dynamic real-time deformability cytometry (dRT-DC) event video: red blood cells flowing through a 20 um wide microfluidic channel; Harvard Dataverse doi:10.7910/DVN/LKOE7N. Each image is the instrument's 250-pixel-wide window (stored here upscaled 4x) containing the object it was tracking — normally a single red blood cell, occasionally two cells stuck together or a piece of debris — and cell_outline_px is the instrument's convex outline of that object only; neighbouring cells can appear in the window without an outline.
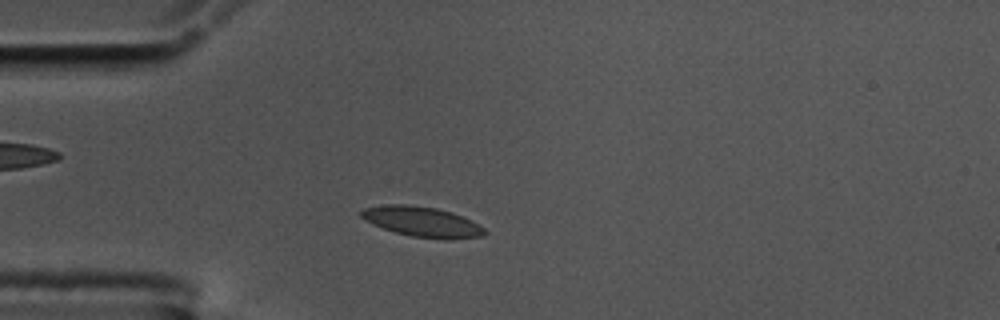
{"species": "common noctule bat (a hibernating species)", "species_latin": "Nyctalus noctula", "temperature_condition": "cold", "stored_images_in_passage": 32, "camera_frame_rate_fps": 3000, "um_per_image_px": 0.085, "animal": {"sex": "male", "body_mass_g": 17.5, "forearm_length_mm": 52.3}, "frame": {"image": 1, "passage_image": 9, "time_ms": 2.667, "image_size_px": [1000, 320], "cell_outline_px": [[488, 232], [484, 236], [448, 240], [444, 240], [412, 236], [396, 232], [372, 224], [364, 220], [360, 216], [360, 212], [364, 208], [388, 204], [408, 204], [436, 208], [452, 212], [472, 220], [480, 224]], "centroid_in_image_um": [35.93, 18.85], "position_along_channel_um": 49.1, "area_um2": 21.91}}
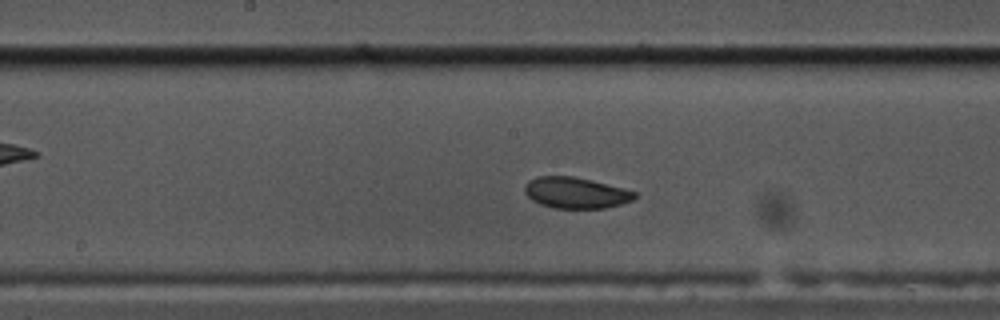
{"frame": {"image": 2, "passage_image": 23, "time_ms": 7.333, "image_size_px": [1000, 320], "cell_outline_px": [[636, 196], [632, 200], [620, 204], [604, 208], [552, 208], [540, 204], [532, 200], [524, 192], [524, 188], [528, 180], [536, 176], [572, 176], [592, 180], [624, 188], [636, 192]], "centroid_in_image_um": [48.91, 16.38], "position_along_channel_um": 199.3, "area_um2": 19.94}}
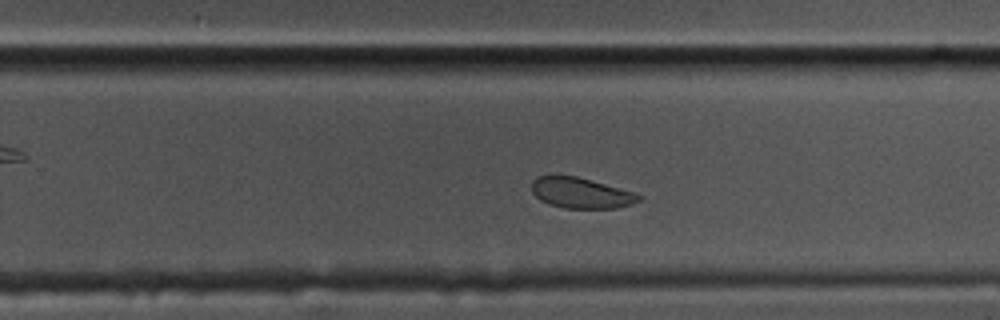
{"frame": {"image": 3, "passage_image": 30, "time_ms": 9.667, "image_size_px": [1000, 320], "cell_outline_px": [[644, 196], [640, 200], [632, 204], [616, 208], [564, 208], [548, 204], [540, 200], [532, 192], [532, 180], [536, 176], [552, 172], [576, 176], [632, 192]], "centroid_in_image_um": [49.29, 16.37], "position_along_channel_um": 280.5, "area_um2": 19.48}}